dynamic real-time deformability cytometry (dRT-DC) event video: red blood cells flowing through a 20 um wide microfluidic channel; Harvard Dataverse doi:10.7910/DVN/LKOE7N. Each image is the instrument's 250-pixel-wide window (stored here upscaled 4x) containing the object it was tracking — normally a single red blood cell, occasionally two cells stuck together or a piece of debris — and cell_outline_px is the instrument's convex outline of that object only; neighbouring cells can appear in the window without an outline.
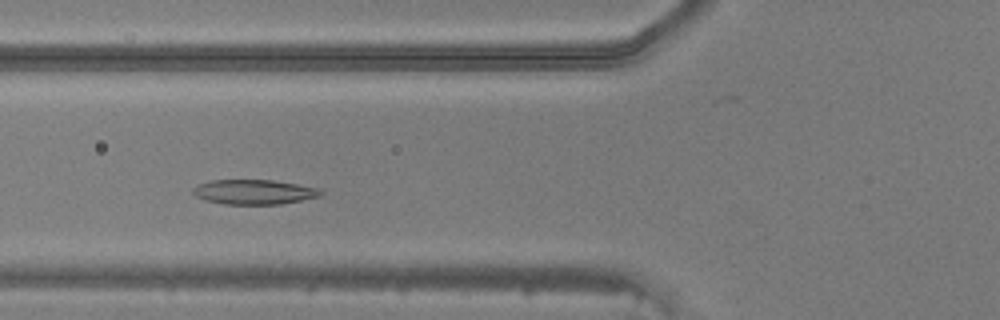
{"species": "common noctule bat (a hibernating species)", "species_latin": "Nyctalus noctula", "temperature_condition": "warm", "stored_images_in_passage": 40, "camera_frame_rate_fps": 3000, "um_per_image_px": 0.085, "animal": {"sex": "male", "body_mass_g": 20.5, "forearm_length_mm": 52.5}, "frame": {"image": 1, "passage_image": 10, "time_ms": 3.0, "image_size_px": [1000, 320], "cell_outline_px": [[324, 192], [320, 196], [280, 204], [224, 204], [204, 200], [196, 196], [192, 192], [192, 188], [196, 184], [212, 180], [272, 180], [296, 184], [316, 188]], "centroid_in_image_um": [21.53, 16.31], "position_along_channel_um": 104.3, "area_um2": 18.32}}
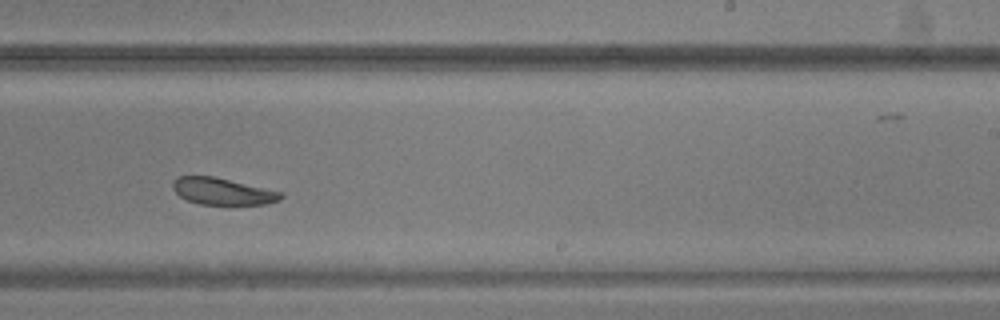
{"frame": {"image": 2, "passage_image": 22, "time_ms": 7.0, "image_size_px": [1000, 320], "cell_outline_px": [[284, 196], [280, 200], [264, 204], [200, 204], [188, 200], [180, 196], [172, 188], [172, 184], [180, 176], [212, 176], [284, 192]], "centroid_in_image_um": [18.96, 16.26], "position_along_channel_um": 270.0, "area_um2": 16.65}}
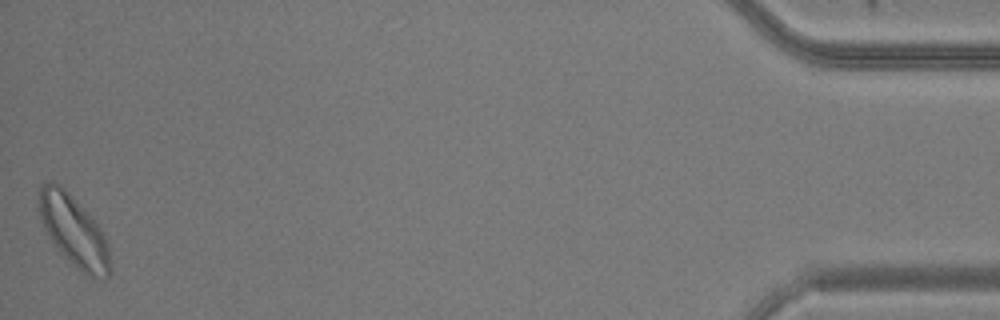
{"frame": {"image": 3, "passage_image": 40, "time_ms": 13.0, "image_size_px": [1000, 320], "cell_outline_px": [[112, 272], [108, 276], [96, 280], [92, 280], [72, 264], [56, 248], [44, 232], [40, 216], [40, 188], [44, 184], [52, 180], [60, 184], [76, 200], [100, 228], [108, 244], [112, 268]], "centroid_in_image_um": [6.29, 19.7], "position_along_channel_um": 428.9, "area_um2": 29.54}}